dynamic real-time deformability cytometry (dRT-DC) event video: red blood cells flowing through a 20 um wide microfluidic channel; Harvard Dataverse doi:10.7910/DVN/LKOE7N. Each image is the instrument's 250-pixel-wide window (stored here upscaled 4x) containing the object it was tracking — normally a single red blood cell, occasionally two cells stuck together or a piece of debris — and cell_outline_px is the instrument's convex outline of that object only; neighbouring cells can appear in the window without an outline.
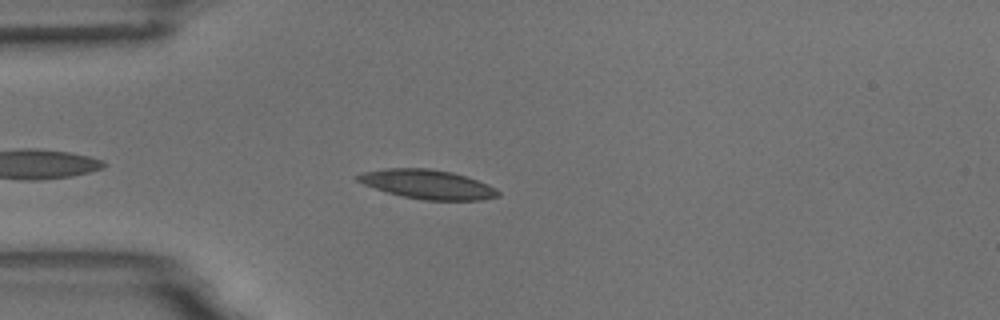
{"species": "common noctule bat (a hibernating species)", "species_latin": "Nyctalus noctula", "temperature_condition": "room temperature", "stored_images_in_passage": 2, "camera_frame_rate_fps": 3000, "um_per_image_px": 0.085, "animal": {"sex": "male", "body_mass_g": 18.8}, "frame": {"image": 1, "passage_image": 2, "time_ms": 1.0, "image_size_px": [1000, 320], "cell_outline_px": [[500, 196], [484, 200], [420, 200], [388, 192], [364, 184], [356, 180], [356, 176], [364, 172], [384, 168], [428, 168], [452, 172], [488, 184], [496, 188], [500, 192]], "centroid_in_image_um": [36.37, 15.67], "position_along_channel_um": 48.6, "area_um2": 23.76}}